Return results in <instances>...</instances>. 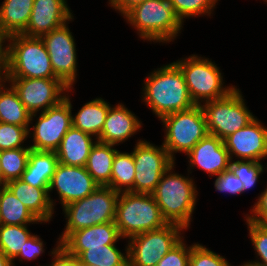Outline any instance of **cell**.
Segmentation results:
<instances>
[{"instance_id": "cell-24", "label": "cell", "mask_w": 267, "mask_h": 266, "mask_svg": "<svg viewBox=\"0 0 267 266\" xmlns=\"http://www.w3.org/2000/svg\"><path fill=\"white\" fill-rule=\"evenodd\" d=\"M111 106L101 97L86 102L76 114H72V126L98 139Z\"/></svg>"}, {"instance_id": "cell-21", "label": "cell", "mask_w": 267, "mask_h": 266, "mask_svg": "<svg viewBox=\"0 0 267 266\" xmlns=\"http://www.w3.org/2000/svg\"><path fill=\"white\" fill-rule=\"evenodd\" d=\"M5 186L39 221L44 224L52 221L56 211L51 203L48 188H35L21 179L9 181Z\"/></svg>"}, {"instance_id": "cell-33", "label": "cell", "mask_w": 267, "mask_h": 266, "mask_svg": "<svg viewBox=\"0 0 267 266\" xmlns=\"http://www.w3.org/2000/svg\"><path fill=\"white\" fill-rule=\"evenodd\" d=\"M220 0H169L176 16L182 23L191 17H211Z\"/></svg>"}, {"instance_id": "cell-35", "label": "cell", "mask_w": 267, "mask_h": 266, "mask_svg": "<svg viewBox=\"0 0 267 266\" xmlns=\"http://www.w3.org/2000/svg\"><path fill=\"white\" fill-rule=\"evenodd\" d=\"M247 230L248 237L253 244V249L255 251V257L257 258L251 262L256 263L261 266H267V225H262L251 220H248L244 216Z\"/></svg>"}, {"instance_id": "cell-23", "label": "cell", "mask_w": 267, "mask_h": 266, "mask_svg": "<svg viewBox=\"0 0 267 266\" xmlns=\"http://www.w3.org/2000/svg\"><path fill=\"white\" fill-rule=\"evenodd\" d=\"M58 163L55 151L31 149L26 169L20 179L35 188H49Z\"/></svg>"}, {"instance_id": "cell-47", "label": "cell", "mask_w": 267, "mask_h": 266, "mask_svg": "<svg viewBox=\"0 0 267 266\" xmlns=\"http://www.w3.org/2000/svg\"><path fill=\"white\" fill-rule=\"evenodd\" d=\"M239 266H261V265H258L256 263H253L250 260H248V262L245 261L244 263H241V265H239Z\"/></svg>"}, {"instance_id": "cell-40", "label": "cell", "mask_w": 267, "mask_h": 266, "mask_svg": "<svg viewBox=\"0 0 267 266\" xmlns=\"http://www.w3.org/2000/svg\"><path fill=\"white\" fill-rule=\"evenodd\" d=\"M45 245L42 238H40L37 234H32L28 240L25 242V246L23 249H20L18 256L12 261L13 266L15 265V261L19 260V262L30 261L32 262L38 259L43 253H45Z\"/></svg>"}, {"instance_id": "cell-25", "label": "cell", "mask_w": 267, "mask_h": 266, "mask_svg": "<svg viewBox=\"0 0 267 266\" xmlns=\"http://www.w3.org/2000/svg\"><path fill=\"white\" fill-rule=\"evenodd\" d=\"M118 150L115 145L96 141L91 148L85 168L99 186H109L112 165Z\"/></svg>"}, {"instance_id": "cell-44", "label": "cell", "mask_w": 267, "mask_h": 266, "mask_svg": "<svg viewBox=\"0 0 267 266\" xmlns=\"http://www.w3.org/2000/svg\"><path fill=\"white\" fill-rule=\"evenodd\" d=\"M144 0H108V5L121 16L133 6L142 3Z\"/></svg>"}, {"instance_id": "cell-31", "label": "cell", "mask_w": 267, "mask_h": 266, "mask_svg": "<svg viewBox=\"0 0 267 266\" xmlns=\"http://www.w3.org/2000/svg\"><path fill=\"white\" fill-rule=\"evenodd\" d=\"M31 148H15L0 151L2 186L7 182L20 179L25 171Z\"/></svg>"}, {"instance_id": "cell-7", "label": "cell", "mask_w": 267, "mask_h": 266, "mask_svg": "<svg viewBox=\"0 0 267 266\" xmlns=\"http://www.w3.org/2000/svg\"><path fill=\"white\" fill-rule=\"evenodd\" d=\"M160 120L164 127L162 145L174 161L176 160L175 153L186 155L209 134L201 105L165 115Z\"/></svg>"}, {"instance_id": "cell-38", "label": "cell", "mask_w": 267, "mask_h": 266, "mask_svg": "<svg viewBox=\"0 0 267 266\" xmlns=\"http://www.w3.org/2000/svg\"><path fill=\"white\" fill-rule=\"evenodd\" d=\"M190 253L191 245L188 246L185 237H183L156 266H189Z\"/></svg>"}, {"instance_id": "cell-13", "label": "cell", "mask_w": 267, "mask_h": 266, "mask_svg": "<svg viewBox=\"0 0 267 266\" xmlns=\"http://www.w3.org/2000/svg\"><path fill=\"white\" fill-rule=\"evenodd\" d=\"M52 30L41 36L48 51L55 77L68 88H74L77 83V50L75 37L69 28V23Z\"/></svg>"}, {"instance_id": "cell-46", "label": "cell", "mask_w": 267, "mask_h": 266, "mask_svg": "<svg viewBox=\"0 0 267 266\" xmlns=\"http://www.w3.org/2000/svg\"><path fill=\"white\" fill-rule=\"evenodd\" d=\"M8 68H0V88L7 82Z\"/></svg>"}, {"instance_id": "cell-43", "label": "cell", "mask_w": 267, "mask_h": 266, "mask_svg": "<svg viewBox=\"0 0 267 266\" xmlns=\"http://www.w3.org/2000/svg\"><path fill=\"white\" fill-rule=\"evenodd\" d=\"M9 40L10 35L0 28V68L9 66Z\"/></svg>"}, {"instance_id": "cell-37", "label": "cell", "mask_w": 267, "mask_h": 266, "mask_svg": "<svg viewBox=\"0 0 267 266\" xmlns=\"http://www.w3.org/2000/svg\"><path fill=\"white\" fill-rule=\"evenodd\" d=\"M189 266H234L218 253L207 248L203 244L193 243L189 256Z\"/></svg>"}, {"instance_id": "cell-11", "label": "cell", "mask_w": 267, "mask_h": 266, "mask_svg": "<svg viewBox=\"0 0 267 266\" xmlns=\"http://www.w3.org/2000/svg\"><path fill=\"white\" fill-rule=\"evenodd\" d=\"M185 229L174 223L135 235L128 243V266H156L183 237Z\"/></svg>"}, {"instance_id": "cell-16", "label": "cell", "mask_w": 267, "mask_h": 266, "mask_svg": "<svg viewBox=\"0 0 267 266\" xmlns=\"http://www.w3.org/2000/svg\"><path fill=\"white\" fill-rule=\"evenodd\" d=\"M223 141L231 161L234 157V160L255 162H262L267 158V127L257 117Z\"/></svg>"}, {"instance_id": "cell-41", "label": "cell", "mask_w": 267, "mask_h": 266, "mask_svg": "<svg viewBox=\"0 0 267 266\" xmlns=\"http://www.w3.org/2000/svg\"><path fill=\"white\" fill-rule=\"evenodd\" d=\"M55 247L50 250L49 255H51V263L45 266H81L79 259L76 256L69 254L63 247L59 238H57ZM44 266V265H39Z\"/></svg>"}, {"instance_id": "cell-19", "label": "cell", "mask_w": 267, "mask_h": 266, "mask_svg": "<svg viewBox=\"0 0 267 266\" xmlns=\"http://www.w3.org/2000/svg\"><path fill=\"white\" fill-rule=\"evenodd\" d=\"M143 124L125 104L119 102L112 105L106 116V120L97 141L118 146L140 132Z\"/></svg>"}, {"instance_id": "cell-48", "label": "cell", "mask_w": 267, "mask_h": 266, "mask_svg": "<svg viewBox=\"0 0 267 266\" xmlns=\"http://www.w3.org/2000/svg\"><path fill=\"white\" fill-rule=\"evenodd\" d=\"M0 186H2V169H1V162H0Z\"/></svg>"}, {"instance_id": "cell-42", "label": "cell", "mask_w": 267, "mask_h": 266, "mask_svg": "<svg viewBox=\"0 0 267 266\" xmlns=\"http://www.w3.org/2000/svg\"><path fill=\"white\" fill-rule=\"evenodd\" d=\"M256 200L249 213H246L244 216L253 222L267 225V185Z\"/></svg>"}, {"instance_id": "cell-15", "label": "cell", "mask_w": 267, "mask_h": 266, "mask_svg": "<svg viewBox=\"0 0 267 266\" xmlns=\"http://www.w3.org/2000/svg\"><path fill=\"white\" fill-rule=\"evenodd\" d=\"M98 187L99 185L85 167L58 163L50 181L48 192L55 209L57 200L51 198V192H57L59 203L63 208L73 201L92 194Z\"/></svg>"}, {"instance_id": "cell-8", "label": "cell", "mask_w": 267, "mask_h": 266, "mask_svg": "<svg viewBox=\"0 0 267 266\" xmlns=\"http://www.w3.org/2000/svg\"><path fill=\"white\" fill-rule=\"evenodd\" d=\"M7 78H56L41 37L10 36Z\"/></svg>"}, {"instance_id": "cell-27", "label": "cell", "mask_w": 267, "mask_h": 266, "mask_svg": "<svg viewBox=\"0 0 267 266\" xmlns=\"http://www.w3.org/2000/svg\"><path fill=\"white\" fill-rule=\"evenodd\" d=\"M31 113L14 88L6 82L0 88V122L29 128Z\"/></svg>"}, {"instance_id": "cell-39", "label": "cell", "mask_w": 267, "mask_h": 266, "mask_svg": "<svg viewBox=\"0 0 267 266\" xmlns=\"http://www.w3.org/2000/svg\"><path fill=\"white\" fill-rule=\"evenodd\" d=\"M215 191L229 195L243 194V183L235 176L231 169L223 171L214 181Z\"/></svg>"}, {"instance_id": "cell-4", "label": "cell", "mask_w": 267, "mask_h": 266, "mask_svg": "<svg viewBox=\"0 0 267 266\" xmlns=\"http://www.w3.org/2000/svg\"><path fill=\"white\" fill-rule=\"evenodd\" d=\"M114 223L122 240L168 224L152 194L133 192L119 194Z\"/></svg>"}, {"instance_id": "cell-2", "label": "cell", "mask_w": 267, "mask_h": 266, "mask_svg": "<svg viewBox=\"0 0 267 266\" xmlns=\"http://www.w3.org/2000/svg\"><path fill=\"white\" fill-rule=\"evenodd\" d=\"M175 166L173 163L162 175L152 196L167 223L178 224L187 230L193 221L199 190L194 179L189 177L190 173L187 172L188 176L176 173Z\"/></svg>"}, {"instance_id": "cell-28", "label": "cell", "mask_w": 267, "mask_h": 266, "mask_svg": "<svg viewBox=\"0 0 267 266\" xmlns=\"http://www.w3.org/2000/svg\"><path fill=\"white\" fill-rule=\"evenodd\" d=\"M1 225L42 224L4 185L0 186Z\"/></svg>"}, {"instance_id": "cell-3", "label": "cell", "mask_w": 267, "mask_h": 266, "mask_svg": "<svg viewBox=\"0 0 267 266\" xmlns=\"http://www.w3.org/2000/svg\"><path fill=\"white\" fill-rule=\"evenodd\" d=\"M144 42L167 44L174 42L184 24L176 16L169 0H144L123 16Z\"/></svg>"}, {"instance_id": "cell-9", "label": "cell", "mask_w": 267, "mask_h": 266, "mask_svg": "<svg viewBox=\"0 0 267 266\" xmlns=\"http://www.w3.org/2000/svg\"><path fill=\"white\" fill-rule=\"evenodd\" d=\"M73 90L74 88H68L65 98L58 105L44 112L31 114V126L28 129V136L32 140V144L28 146L31 149L37 151L58 149L64 135L72 127V113L74 112H72L73 105L70 97L72 94L69 92L72 93Z\"/></svg>"}, {"instance_id": "cell-20", "label": "cell", "mask_w": 267, "mask_h": 266, "mask_svg": "<svg viewBox=\"0 0 267 266\" xmlns=\"http://www.w3.org/2000/svg\"><path fill=\"white\" fill-rule=\"evenodd\" d=\"M121 239L116 224L114 222H107L72 232L61 243V247L69 254L78 257L89 248L117 244Z\"/></svg>"}, {"instance_id": "cell-34", "label": "cell", "mask_w": 267, "mask_h": 266, "mask_svg": "<svg viewBox=\"0 0 267 266\" xmlns=\"http://www.w3.org/2000/svg\"><path fill=\"white\" fill-rule=\"evenodd\" d=\"M262 162L252 160H233L230 163V169L237 178L243 183V193L254 188L257 182H260V176L267 170V165Z\"/></svg>"}, {"instance_id": "cell-29", "label": "cell", "mask_w": 267, "mask_h": 266, "mask_svg": "<svg viewBox=\"0 0 267 266\" xmlns=\"http://www.w3.org/2000/svg\"><path fill=\"white\" fill-rule=\"evenodd\" d=\"M135 173L133 153L118 150L112 165L110 188L119 193H134Z\"/></svg>"}, {"instance_id": "cell-6", "label": "cell", "mask_w": 267, "mask_h": 266, "mask_svg": "<svg viewBox=\"0 0 267 266\" xmlns=\"http://www.w3.org/2000/svg\"><path fill=\"white\" fill-rule=\"evenodd\" d=\"M181 69L189 94L195 105L226 96L236 85H225L220 67L211 59L198 54L174 61Z\"/></svg>"}, {"instance_id": "cell-14", "label": "cell", "mask_w": 267, "mask_h": 266, "mask_svg": "<svg viewBox=\"0 0 267 266\" xmlns=\"http://www.w3.org/2000/svg\"><path fill=\"white\" fill-rule=\"evenodd\" d=\"M7 82L31 114L58 105L68 90L58 78H7Z\"/></svg>"}, {"instance_id": "cell-17", "label": "cell", "mask_w": 267, "mask_h": 266, "mask_svg": "<svg viewBox=\"0 0 267 266\" xmlns=\"http://www.w3.org/2000/svg\"><path fill=\"white\" fill-rule=\"evenodd\" d=\"M188 169L192 175L195 167L206 172L210 178L230 169L231 158L224 141L208 134L201 139L187 154Z\"/></svg>"}, {"instance_id": "cell-1", "label": "cell", "mask_w": 267, "mask_h": 266, "mask_svg": "<svg viewBox=\"0 0 267 266\" xmlns=\"http://www.w3.org/2000/svg\"><path fill=\"white\" fill-rule=\"evenodd\" d=\"M142 101L159 119L195 106L179 66L173 61L154 69L145 76Z\"/></svg>"}, {"instance_id": "cell-12", "label": "cell", "mask_w": 267, "mask_h": 266, "mask_svg": "<svg viewBox=\"0 0 267 266\" xmlns=\"http://www.w3.org/2000/svg\"><path fill=\"white\" fill-rule=\"evenodd\" d=\"M135 164L134 193L152 194L162 175L175 163L163 145L138 139L133 146Z\"/></svg>"}, {"instance_id": "cell-45", "label": "cell", "mask_w": 267, "mask_h": 266, "mask_svg": "<svg viewBox=\"0 0 267 266\" xmlns=\"http://www.w3.org/2000/svg\"><path fill=\"white\" fill-rule=\"evenodd\" d=\"M0 266H13L12 261L0 250Z\"/></svg>"}, {"instance_id": "cell-32", "label": "cell", "mask_w": 267, "mask_h": 266, "mask_svg": "<svg viewBox=\"0 0 267 266\" xmlns=\"http://www.w3.org/2000/svg\"><path fill=\"white\" fill-rule=\"evenodd\" d=\"M30 225H0V250L13 261L33 234Z\"/></svg>"}, {"instance_id": "cell-49", "label": "cell", "mask_w": 267, "mask_h": 266, "mask_svg": "<svg viewBox=\"0 0 267 266\" xmlns=\"http://www.w3.org/2000/svg\"><path fill=\"white\" fill-rule=\"evenodd\" d=\"M81 266H97V265H91V264H81Z\"/></svg>"}, {"instance_id": "cell-26", "label": "cell", "mask_w": 267, "mask_h": 266, "mask_svg": "<svg viewBox=\"0 0 267 266\" xmlns=\"http://www.w3.org/2000/svg\"><path fill=\"white\" fill-rule=\"evenodd\" d=\"M34 0H4L0 6V28L10 36L21 34L29 22Z\"/></svg>"}, {"instance_id": "cell-10", "label": "cell", "mask_w": 267, "mask_h": 266, "mask_svg": "<svg viewBox=\"0 0 267 266\" xmlns=\"http://www.w3.org/2000/svg\"><path fill=\"white\" fill-rule=\"evenodd\" d=\"M209 134L224 140L245 127L256 116L249 110L237 86L226 96L201 105Z\"/></svg>"}, {"instance_id": "cell-36", "label": "cell", "mask_w": 267, "mask_h": 266, "mask_svg": "<svg viewBox=\"0 0 267 266\" xmlns=\"http://www.w3.org/2000/svg\"><path fill=\"white\" fill-rule=\"evenodd\" d=\"M28 129L24 126L0 122V151L15 148H30L24 146L28 136Z\"/></svg>"}, {"instance_id": "cell-22", "label": "cell", "mask_w": 267, "mask_h": 266, "mask_svg": "<svg viewBox=\"0 0 267 266\" xmlns=\"http://www.w3.org/2000/svg\"><path fill=\"white\" fill-rule=\"evenodd\" d=\"M96 141L97 139L92 135L72 126L55 151L58 162L63 165L85 167L91 148Z\"/></svg>"}, {"instance_id": "cell-30", "label": "cell", "mask_w": 267, "mask_h": 266, "mask_svg": "<svg viewBox=\"0 0 267 266\" xmlns=\"http://www.w3.org/2000/svg\"><path fill=\"white\" fill-rule=\"evenodd\" d=\"M124 248L125 252H121L116 244L103 245V247L89 248L77 258L80 264L128 266V243L125 244Z\"/></svg>"}, {"instance_id": "cell-18", "label": "cell", "mask_w": 267, "mask_h": 266, "mask_svg": "<svg viewBox=\"0 0 267 266\" xmlns=\"http://www.w3.org/2000/svg\"><path fill=\"white\" fill-rule=\"evenodd\" d=\"M73 17L67 0H34L29 22L21 34L41 37L69 22Z\"/></svg>"}, {"instance_id": "cell-5", "label": "cell", "mask_w": 267, "mask_h": 266, "mask_svg": "<svg viewBox=\"0 0 267 266\" xmlns=\"http://www.w3.org/2000/svg\"><path fill=\"white\" fill-rule=\"evenodd\" d=\"M119 194L109 186H99L92 194L64 206L66 224L58 237L60 243L74 231L114 222Z\"/></svg>"}]
</instances>
